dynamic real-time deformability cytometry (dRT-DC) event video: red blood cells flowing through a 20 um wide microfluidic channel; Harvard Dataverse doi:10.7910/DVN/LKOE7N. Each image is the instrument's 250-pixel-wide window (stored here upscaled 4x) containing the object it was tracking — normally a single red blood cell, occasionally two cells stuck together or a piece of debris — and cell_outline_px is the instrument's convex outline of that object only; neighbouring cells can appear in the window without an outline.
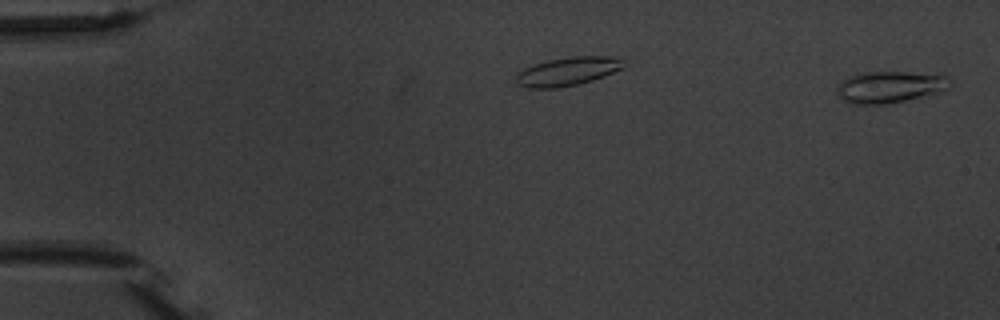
{"species": "common noctule bat (a hibernating species)", "species_latin": "Nyctalus noctula", "temperature_condition": "warm", "stored_images_in_passage": 3, "segment_of_instrument_passage": [2, 2], "camera_frame_rate_fps": 3000, "um_per_image_px": 0.085, "animal": {"sex": "male", "body_mass_g": 20.1, "forearm_length_mm": 53.5}, "frame": {"image": 1, "passage_image": 3, "time_ms": 2.333, "image_size_px": [1000, 320], "cell_outline_px": [[952, 80], [948, 88], [940, 92], [904, 100], [884, 104], [856, 104], [844, 100], [840, 96], [836, 88], [840, 80], [860, 72], [940, 72], [948, 76]], "centroid_in_image_um": [75.71, 7.35], "position_along_channel_um": 9.3, "area_um2": 21.15}}